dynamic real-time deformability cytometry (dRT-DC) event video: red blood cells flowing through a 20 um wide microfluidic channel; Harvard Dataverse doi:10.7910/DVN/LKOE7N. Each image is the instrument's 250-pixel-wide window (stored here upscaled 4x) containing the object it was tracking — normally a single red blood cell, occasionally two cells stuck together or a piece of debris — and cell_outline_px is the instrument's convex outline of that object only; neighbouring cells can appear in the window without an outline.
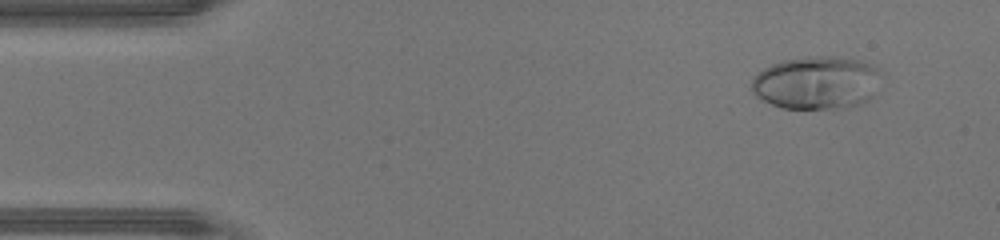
{"species": "human", "species_latin": "Homo sapiens", "temperature_condition": "warm", "stored_images_in_passage": 45, "camera_frame_rate_fps": 3000, "um_per_image_px": 0.085, "donor": {"sex": "male"}, "frame": {"image": 1, "passage_image": 4, "time_ms": 1.0, "image_size_px": [1000, 240], "cell_outline_px": [[884, 72], [872, 96], [860, 104], [840, 108], [784, 108], [772, 104], [756, 96], [752, 92], [752, 80], [756, 72], [772, 64], [784, 60], [816, 56], [832, 56], [856, 60], [872, 64]], "centroid_in_image_um": [69.43, 7.02], "position_along_channel_um": 15.6, "area_um2": 40.0}}
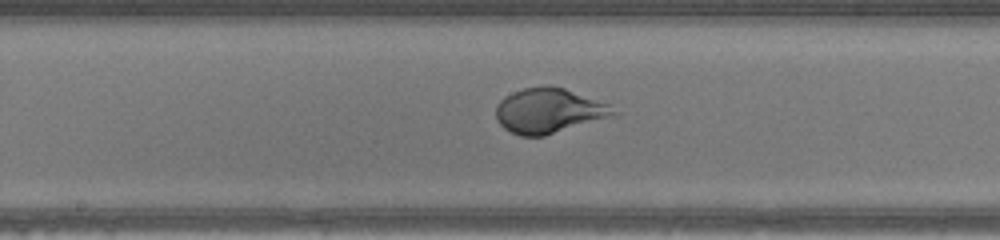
{"frame": {"image": 2, "passage_image": 23, "time_ms": 7.333, "image_size_px": [1000, 240], "cell_outline_px": [[620, 112], [612, 116], [544, 136], [520, 136], [504, 128], [496, 120], [496, 104], [504, 96], [512, 92], [524, 88], [544, 84], [548, 84], [564, 88], [608, 104]], "centroid_in_image_um": [46.61, 9.4], "position_along_channel_um": 201.6, "area_um2": 30.81}}
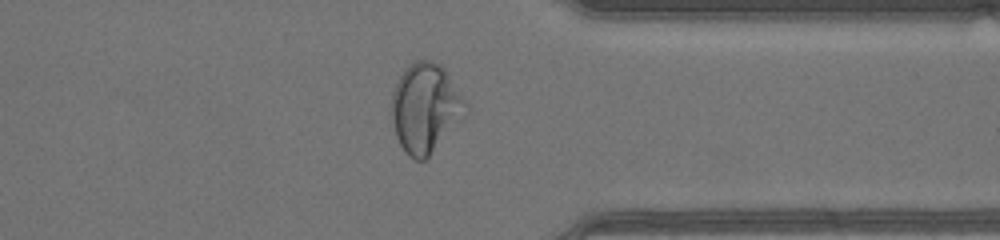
{"frame": {"image": 3, "passage_image": 35, "time_ms": 11.333, "image_size_px": [1000, 240], "cell_outline_px": [[468, 108], [464, 116], [428, 156], [424, 160], [416, 160], [408, 156], [404, 152], [396, 136], [392, 120], [392, 92], [404, 68], [416, 60], [428, 60], [440, 64], [444, 68], [468, 104]], "centroid_in_image_um": [36.15, 9.16], "position_along_channel_um": 375.3, "area_um2": 38.15}, "authors_computed_cell_mechanics": {"area_um2": 36.0672, "velocity_mm_per_s": 4.5111, "shape_relaxation_time_tau1_ms": 2.3626, "shape_relaxation_time_tau2_ms": null, "deformation_change_tau1": 0.2313, "deformation_change_tau2": null}}